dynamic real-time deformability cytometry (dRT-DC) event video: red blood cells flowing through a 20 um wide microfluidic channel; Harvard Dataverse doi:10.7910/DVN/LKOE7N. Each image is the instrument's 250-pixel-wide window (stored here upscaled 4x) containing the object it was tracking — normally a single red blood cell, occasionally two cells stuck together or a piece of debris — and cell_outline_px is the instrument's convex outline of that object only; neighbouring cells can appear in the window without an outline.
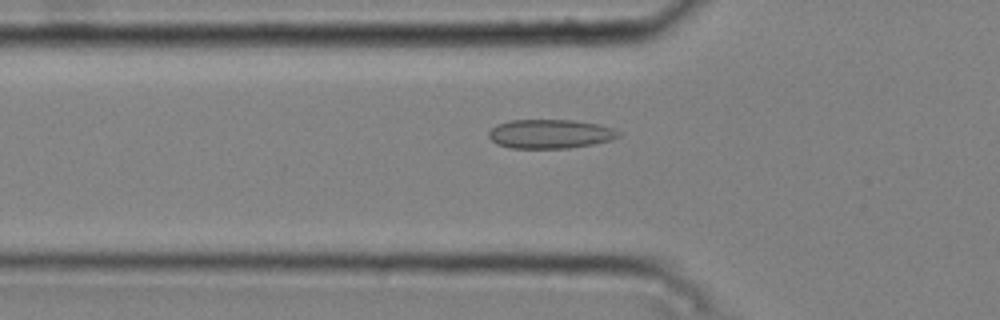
{"species": "common noctule bat (a hibernating species)", "species_latin": "Nyctalus noctula", "temperature_condition": "cold", "stored_images_in_passage": 47, "camera_frame_rate_fps": 3000, "um_per_image_px": 0.085, "animal": {"sex": "male", "body_mass_g": 20.4}, "frame": {"image": 1, "passage_image": 18, "time_ms": 5.667, "image_size_px": [1000, 320], "cell_outline_px": [[620, 136], [608, 140], [592, 144], [568, 148], [512, 148], [496, 144], [488, 136], [488, 132], [496, 124], [512, 120], [572, 120], [600, 124], [612, 128], [620, 132]], "centroid_in_image_um": [46.74, 11.38], "position_along_channel_um": 79.1, "area_um2": 21.91}}
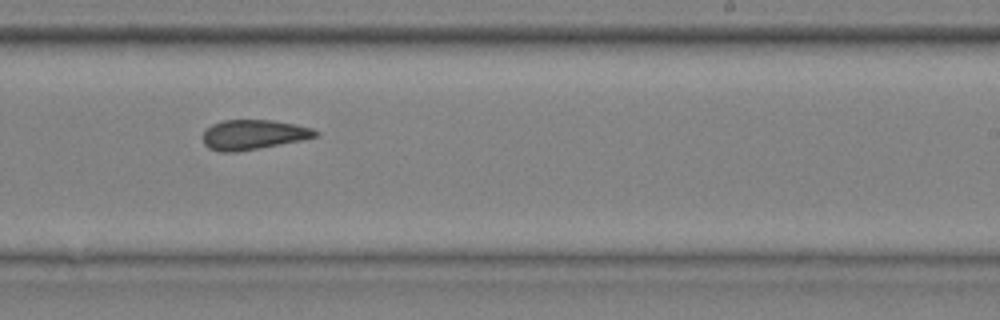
{"frame": {"image": 2, "passage_image": 33, "time_ms": 10.667, "image_size_px": [1000, 320], "cell_outline_px": [[320, 136], [300, 140], [236, 152], [220, 152], [208, 148], [204, 144], [204, 132], [212, 124], [224, 120], [272, 120], [296, 124], [312, 128], [320, 132]], "centroid_in_image_um": [21.56, 11.44], "position_along_channel_um": 267.4, "area_um2": 19.42}}
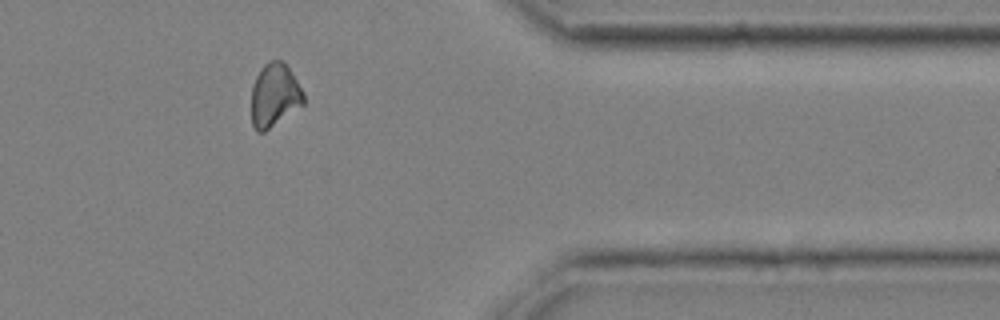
{"frame": {"image": 3, "passage_image": 44, "time_ms": 14.333, "image_size_px": [1000, 320], "cell_outline_px": [[304, 104], [264, 132], [256, 132], [252, 124], [252, 84], [260, 68], [268, 60], [284, 60], [292, 72], [304, 92]], "centroid_in_image_um": [23.33, 8.07], "position_along_channel_um": 388.1, "area_um2": 19.48}, "authors_computed_cell_mechanics": {"area_um2": 19.941, "velocity_mm_per_s": 3.7673, "shape_relaxation_time_tau1_ms": null, "shape_relaxation_time_tau2_ms": 4.2574, "deformation_change_tau1": null, "deformation_change_tau2": 0.102}}